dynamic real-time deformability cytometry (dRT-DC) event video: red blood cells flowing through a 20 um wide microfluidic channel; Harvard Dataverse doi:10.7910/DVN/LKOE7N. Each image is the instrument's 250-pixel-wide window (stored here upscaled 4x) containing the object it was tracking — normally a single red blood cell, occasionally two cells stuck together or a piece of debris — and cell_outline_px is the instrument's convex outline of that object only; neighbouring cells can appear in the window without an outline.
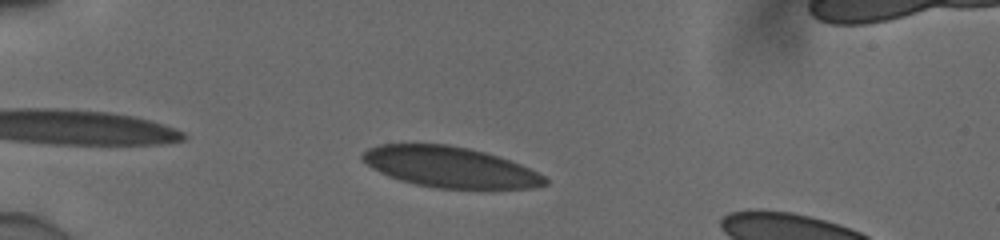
{"species": "human", "species_latin": "Homo sapiens", "temperature_condition": "cold", "stored_images_in_passage": 38, "camera_frame_rate_fps": 3000, "um_per_image_px": 0.085, "donor": {"sex": "male"}, "frame": {"image": 1, "passage_image": 4, "time_ms": 1.0, "image_size_px": [1000, 240], "cell_outline_px": [[548, 184], [536, 188], [436, 188], [416, 184], [400, 180], [388, 176], [372, 168], [360, 156], [368, 148], [380, 144], [448, 144], [468, 148], [484, 152], [520, 164], [544, 176], [548, 180]], "centroid_in_image_um": [38.24, 14.2], "position_along_channel_um": 46.8, "area_um2": 42.89}}
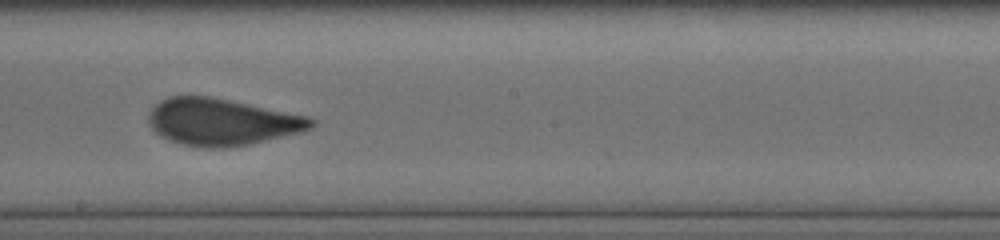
{"frame": {"image": 2, "passage_image": 21, "time_ms": 6.667, "image_size_px": [1000, 240], "cell_outline_px": [[316, 124], [312, 128], [300, 132], [248, 144], [220, 148], [208, 148], [184, 144], [168, 140], [160, 136], [148, 124], [148, 112], [160, 100], [168, 96], [212, 96], [312, 116], [316, 120]], "centroid_in_image_um": [18.87, 10.34], "position_along_channel_um": 229.3, "area_um2": 44.74}}
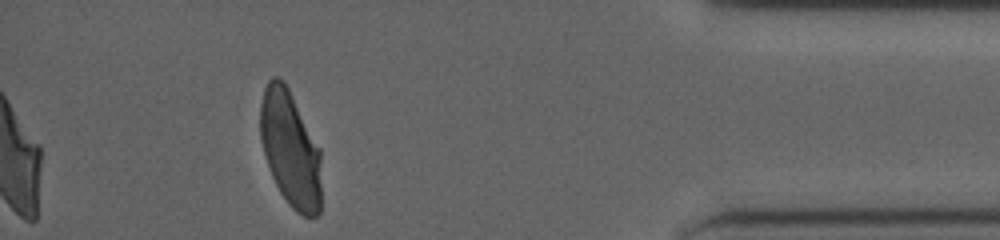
{"frame": {"image": 3, "passage_image": 38, "time_ms": 12.333, "image_size_px": [1000, 240], "cell_outline_px": [[320, 212], [316, 216], [304, 216], [296, 212], [288, 204], [280, 192], [272, 176], [264, 152], [260, 136], [260, 108], [264, 88], [268, 80], [272, 76], [276, 76], [284, 80], [320, 148]], "centroid_in_image_um": [24.67, 12.64], "position_along_channel_um": 410.5, "area_um2": 41.15}, "authors_computed_cell_mechanics": {"area_um2": 43.8702, "velocity_mm_per_s": 3.891, "shape_relaxation_time_tau1_ms": 9.6231, "shape_relaxation_time_tau2_ms": null, "deformation_change_tau1": 0.2215, "deformation_change_tau2": null}}